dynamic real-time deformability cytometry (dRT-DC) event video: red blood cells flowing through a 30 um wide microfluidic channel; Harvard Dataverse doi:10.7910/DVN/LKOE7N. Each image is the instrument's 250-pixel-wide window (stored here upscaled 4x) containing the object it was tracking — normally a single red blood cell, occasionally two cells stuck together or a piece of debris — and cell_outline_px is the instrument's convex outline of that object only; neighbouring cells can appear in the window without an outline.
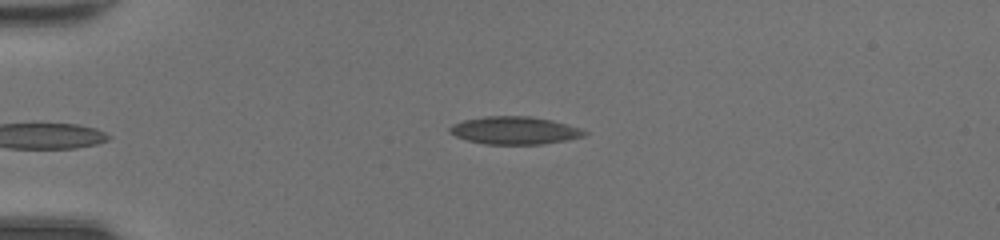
{"species": "common noctule bat (a hibernating species)", "species_latin": "Nyctalus noctula", "temperature_condition": "room temperature", "stored_images_in_passage": 31, "camera_frame_rate_fps": 3000, "um_per_image_px": 0.085, "animal": {"sex": "female", "body_mass_g": 20.0, "forearm_length_mm": 54.0}, "frame": {"image": 1, "passage_image": 1, "time_ms": 0.0, "image_size_px": [1000, 240], "cell_outline_px": [[588, 132], [584, 136], [568, 140], [540, 144], [484, 144], [468, 140], [456, 136], [448, 132], [448, 128], [452, 124], [464, 120], [484, 116], [532, 116], [552, 120], [568, 124], [580, 128]], "centroid_in_image_um": [43.74, 11.08], "position_along_channel_um": 41.3, "area_um2": 21.85}}
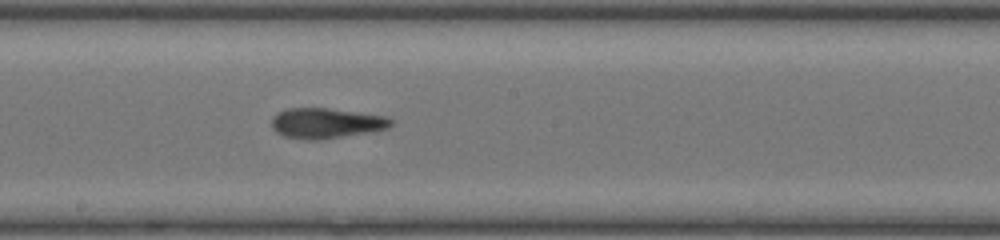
{"frame": {"image": 2, "passage_image": 16, "time_ms": 5.0, "image_size_px": [1000, 240], "cell_outline_px": [[392, 124], [388, 128], [372, 132], [320, 140], [308, 140], [284, 136], [276, 132], [272, 128], [272, 116], [276, 112], [288, 108], [328, 108], [388, 116], [392, 120]], "centroid_in_image_um": [27.72, 10.47], "position_along_channel_um": 220.5, "area_um2": 21.33}}
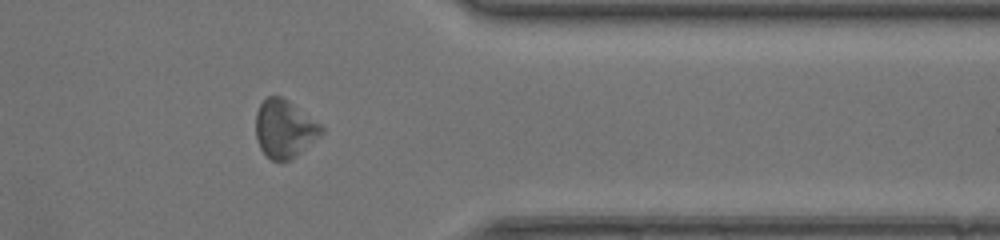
{"frame": {"image": 3, "passage_image": 28, "time_ms": 9.0, "image_size_px": [1000, 240], "cell_outline_px": [[324, 132], [292, 160], [272, 160], [260, 148], [256, 140], [256, 112], [260, 104], [268, 96], [280, 96], [320, 124], [324, 128]], "centroid_in_image_um": [24.16, 10.97], "position_along_channel_um": 387.2, "area_um2": 21.73}, "authors_computed_cell_mechanics": {"area_um2": 21.2704, "velocity_mm_per_s": 4.4172, "shape_relaxation_time_tau1_ms": 5.0756, "shape_relaxation_time_tau2_ms": 2.4363, "deformation_change_tau1": 0.1727, "deformation_change_tau2": 0.1198}}